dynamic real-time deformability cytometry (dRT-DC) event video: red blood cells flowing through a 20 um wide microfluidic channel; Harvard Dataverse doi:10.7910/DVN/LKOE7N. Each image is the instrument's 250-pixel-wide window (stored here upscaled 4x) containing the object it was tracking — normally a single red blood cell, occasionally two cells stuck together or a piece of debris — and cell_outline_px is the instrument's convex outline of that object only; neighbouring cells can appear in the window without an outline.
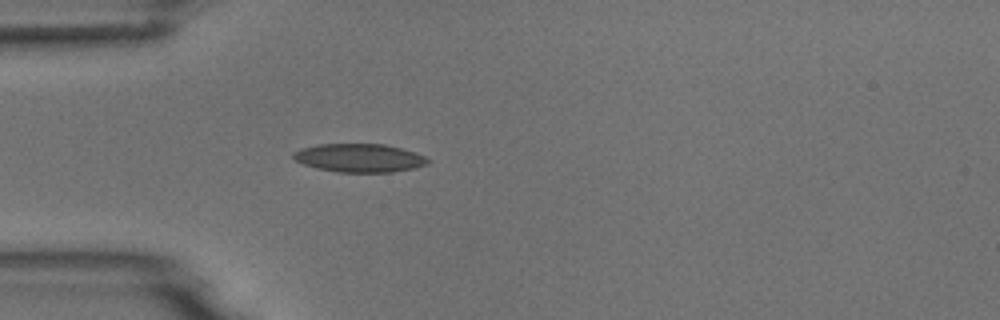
{"species": "common noctule bat (a hibernating species)", "species_latin": "Nyctalus noctula", "temperature_condition": "room temperature", "stored_images_in_passage": 3, "camera_frame_rate_fps": 3000, "um_per_image_px": 0.085, "animal": {"sex": "male", "body_mass_g": 18.8}, "frame": {"image": 1, "passage_image": 3, "time_ms": 3.333, "image_size_px": [1000, 320], "cell_outline_px": [[432, 160], [428, 164], [416, 168], [392, 172], [336, 172], [316, 168], [304, 164], [296, 160], [292, 156], [292, 152], [300, 148], [320, 144], [384, 144], [400, 148], [424, 156]], "centroid_in_image_um": [30.54, 13.43], "position_along_channel_um": 54.5, "area_um2": 22.31}}